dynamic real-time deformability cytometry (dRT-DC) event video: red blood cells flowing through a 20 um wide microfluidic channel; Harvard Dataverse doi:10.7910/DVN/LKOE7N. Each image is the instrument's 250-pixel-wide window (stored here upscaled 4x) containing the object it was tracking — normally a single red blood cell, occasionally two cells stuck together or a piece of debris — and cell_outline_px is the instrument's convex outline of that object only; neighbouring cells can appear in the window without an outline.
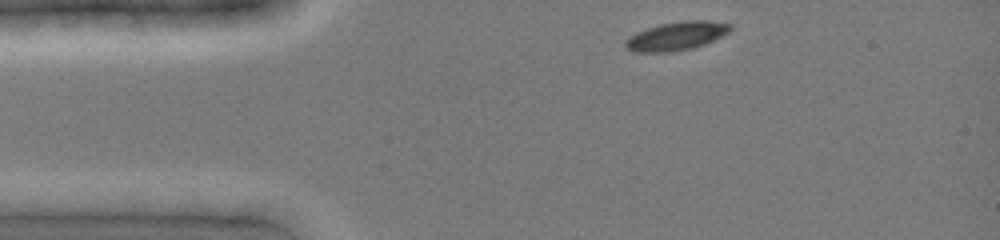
{"species": "common noctule bat (a hibernating species)", "species_latin": "Nyctalus noctula", "temperature_condition": "cold", "stored_images_in_passage": 15, "camera_frame_rate_fps": 3000, "um_per_image_px": 0.085, "animal": {"sex": "female", "body_mass_g": 19.0, "forearm_length_mm": 51.5}, "frame": {"image": 1, "passage_image": 1, "time_ms": 0.0, "image_size_px": [1000, 240], "cell_outline_px": [[732, 28], [728, 32], [704, 44], [692, 48], [672, 52], [632, 52], [624, 44], [624, 40], [628, 36], [636, 32], [660, 24], [680, 20], [708, 20], [732, 24]], "centroid_in_image_um": [57.46, 3.05], "position_along_channel_um": 27.5, "area_um2": 17.51}}
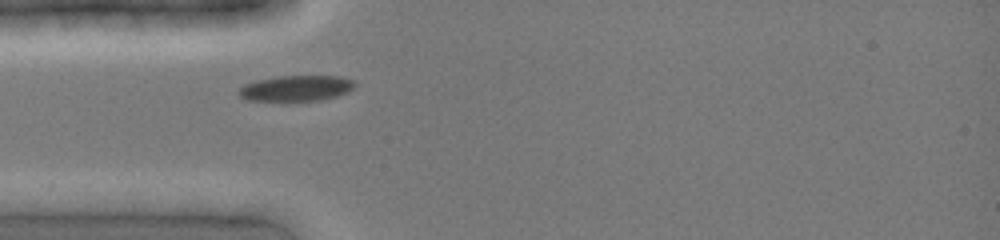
{"frame": {"image": 2, "passage_image": 6, "time_ms": 1.667, "image_size_px": [1000, 240], "cell_outline_px": [[356, 84], [348, 92], [336, 96], [320, 100], [248, 100], [240, 96], [236, 92], [244, 84], [256, 80], [276, 76], [340, 76], [352, 80]], "centroid_in_image_um": [25.15, 7.49], "position_along_channel_um": 59.8, "area_um2": 17.22}}
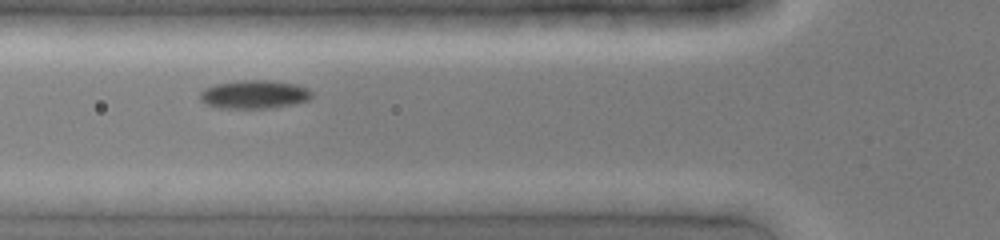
{"frame": {"image": 3, "passage_image": 9, "time_ms": 2.667, "image_size_px": [1000, 240], "cell_outline_px": [[312, 96], [308, 100], [296, 104], [268, 108], [220, 108], [204, 104], [200, 100], [200, 92], [204, 88], [216, 84], [244, 80], [264, 80], [296, 84], [312, 92]], "centroid_in_image_um": [21.58, 8.04], "position_along_channel_um": 104.2, "area_um2": 18.44}}